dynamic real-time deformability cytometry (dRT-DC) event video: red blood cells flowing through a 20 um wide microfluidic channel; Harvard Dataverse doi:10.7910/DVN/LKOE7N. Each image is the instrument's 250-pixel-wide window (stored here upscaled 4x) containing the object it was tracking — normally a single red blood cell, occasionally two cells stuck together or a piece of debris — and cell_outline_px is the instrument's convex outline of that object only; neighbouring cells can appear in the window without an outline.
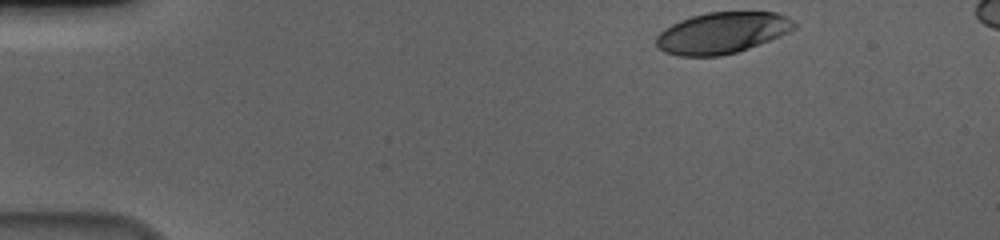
{"species": "human", "species_latin": "Homo sapiens", "temperature_condition": "cold", "stored_images_in_passage": 42, "camera_frame_rate_fps": 3000, "um_per_image_px": 0.085, "donor": {"sex": "male"}, "frame": {"image": 1, "passage_image": 1, "time_ms": 0.0, "image_size_px": [1000, 240], "cell_outline_px": [[796, 28], [780, 36], [748, 48], [736, 52], [720, 56], [680, 56], [664, 52], [656, 48], [656, 36], [664, 28], [680, 20], [692, 16], [708, 12], [776, 12], [788, 16], [796, 24]], "centroid_in_image_um": [61.36, 2.79], "position_along_channel_um": 23.6, "area_um2": 33.23}}
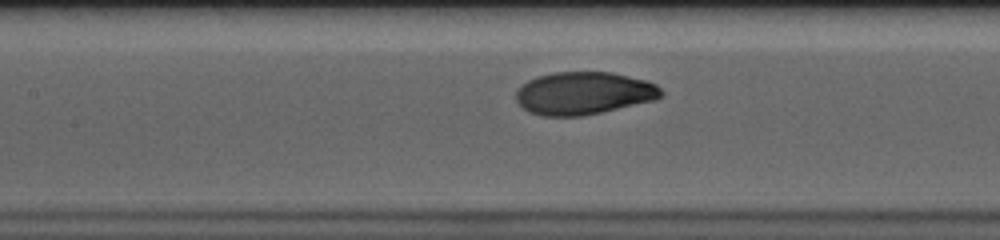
{"frame": {"image": 2, "passage_image": 20, "time_ms": 6.333, "image_size_px": [1000, 240], "cell_outline_px": [[664, 96], [656, 100], [600, 112], [580, 116], [544, 116], [528, 112], [516, 100], [516, 92], [528, 80], [536, 76], [552, 72], [612, 72], [644, 80], [656, 84], [664, 92]], "centroid_in_image_um": [49.63, 7.92], "position_along_channel_um": 157.8, "area_um2": 36.07}}
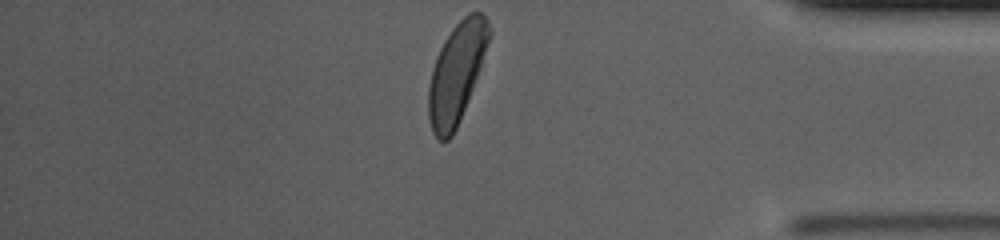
{"frame": {"image": 3, "passage_image": 42, "time_ms": 13.667, "image_size_px": [1000, 240], "cell_outline_px": [[492, 32], [472, 88], [456, 128], [452, 136], [448, 140], [440, 140], [432, 132], [428, 116], [428, 88], [432, 68], [436, 56], [444, 40], [452, 28], [464, 16], [472, 12], [480, 12], [488, 20]], "centroid_in_image_um": [38.78, 6.18], "position_along_channel_um": 396.4, "area_um2": 34.62}, "authors_computed_cell_mechanics": {"area_um2": 35.5181, "velocity_mm_per_s": 3.6072, "shape_relaxation_time_tau1_ms": 2.4771, "shape_relaxation_time_tau2_ms": null, "deformation_change_tau1": 0.1442, "deformation_change_tau2": null}}